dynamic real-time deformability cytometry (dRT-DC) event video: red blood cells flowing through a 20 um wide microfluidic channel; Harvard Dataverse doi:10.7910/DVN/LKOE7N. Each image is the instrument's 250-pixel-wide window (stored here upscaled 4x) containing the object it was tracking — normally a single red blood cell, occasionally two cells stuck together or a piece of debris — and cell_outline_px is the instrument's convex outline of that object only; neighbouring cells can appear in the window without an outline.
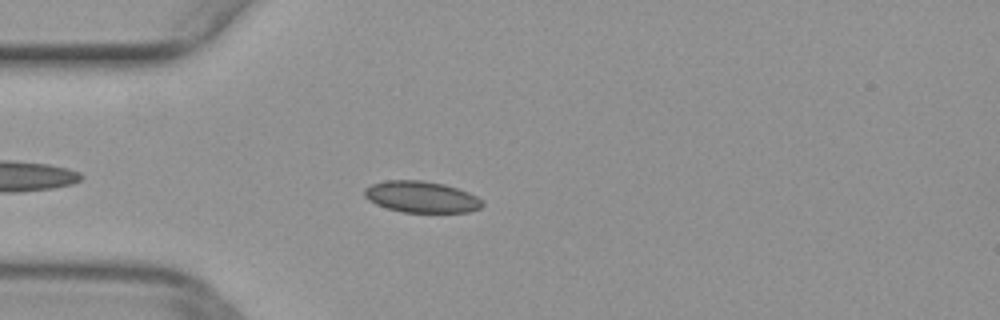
{"species": "common noctule bat (a hibernating species)", "species_latin": "Nyctalus noctula", "temperature_condition": "warm", "stored_images_in_passage": 43, "camera_frame_rate_fps": 3000, "um_per_image_px": 0.085, "animal": {"sex": "female", "body_mass_g": 29.2, "forearm_length_mm": 56.3}, "frame": {"image": 1, "passage_image": 6, "time_ms": 1.667, "image_size_px": [1000, 320], "cell_outline_px": [[484, 204], [480, 208], [468, 212], [400, 212], [376, 204], [368, 200], [364, 196], [364, 188], [372, 184], [384, 180], [420, 180], [444, 184], [468, 192], [476, 196]], "centroid_in_image_um": [35.78, 16.73], "position_along_channel_um": 49.2, "area_um2": 21.5}}
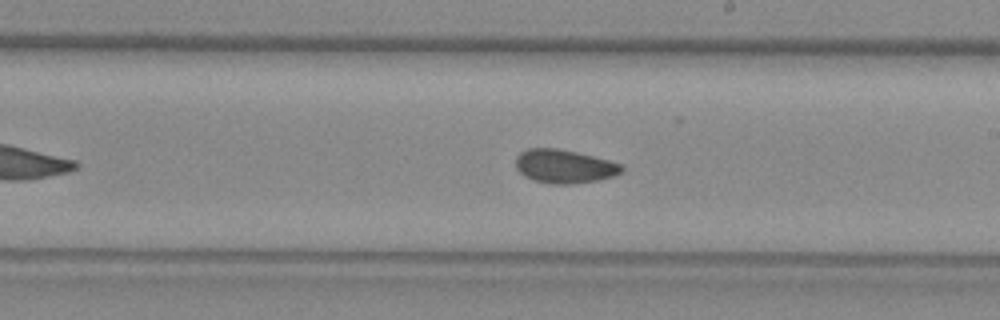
{"frame": {"image": 2, "passage_image": 21, "time_ms": 6.667, "image_size_px": [1000, 320], "cell_outline_px": [[624, 172], [616, 176], [596, 180], [572, 184], [552, 184], [532, 180], [524, 176], [516, 168], [516, 156], [520, 152], [528, 148], [560, 148], [624, 164]], "centroid_in_image_um": [47.98, 14.14], "position_along_channel_um": 241.0, "area_um2": 20.98}}
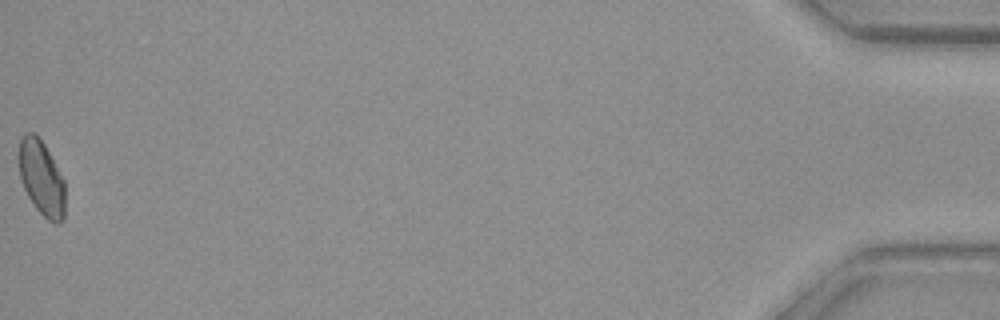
{"frame": {"image": 3, "passage_image": 43, "time_ms": 14.0, "image_size_px": [1000, 320], "cell_outline_px": [[64, 220], [60, 224], [56, 224], [48, 220], [36, 208], [28, 196], [20, 180], [16, 156], [20, 136], [24, 132], [32, 132], [44, 144], [64, 180]], "centroid_in_image_um": [3.47, 15.1], "position_along_channel_um": 431.7, "area_um2": 20.58}}